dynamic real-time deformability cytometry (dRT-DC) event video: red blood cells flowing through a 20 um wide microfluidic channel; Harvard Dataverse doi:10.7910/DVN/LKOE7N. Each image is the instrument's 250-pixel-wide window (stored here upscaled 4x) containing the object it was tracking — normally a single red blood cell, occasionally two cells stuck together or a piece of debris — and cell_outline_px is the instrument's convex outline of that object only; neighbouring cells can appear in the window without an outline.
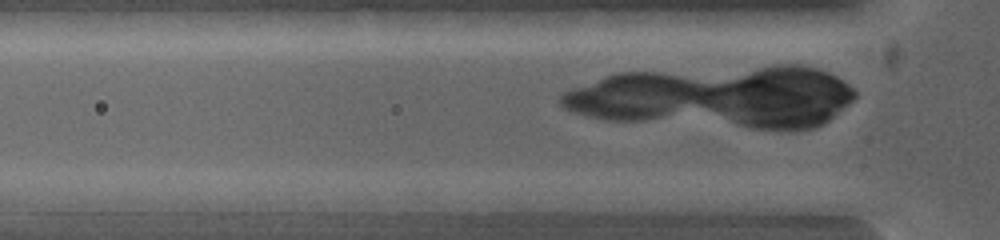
{"species": "common noctule bat (a hibernating species)", "species_latin": "Nyctalus noctula", "temperature_condition": "warm", "stored_images_in_passage": 2, "camera_frame_rate_fps": 5000, "um_per_image_px": 0.085, "animal": {"sex": "female", "body_mass_g": 19.0, "forearm_length_mm": 53.3}, "frame": {"image": 1, "passage_image": 2, "time_ms": 0.2, "image_size_px": [1000, 240], "cell_outline_px": [[784, 216], [776, 216], [652, 208], [620, 200], [628, 192], [784, 200]], "centroid_in_image_um": [60.17, 17.31], "position_along_channel_um": 65.6, "area_um2": 17.34}}